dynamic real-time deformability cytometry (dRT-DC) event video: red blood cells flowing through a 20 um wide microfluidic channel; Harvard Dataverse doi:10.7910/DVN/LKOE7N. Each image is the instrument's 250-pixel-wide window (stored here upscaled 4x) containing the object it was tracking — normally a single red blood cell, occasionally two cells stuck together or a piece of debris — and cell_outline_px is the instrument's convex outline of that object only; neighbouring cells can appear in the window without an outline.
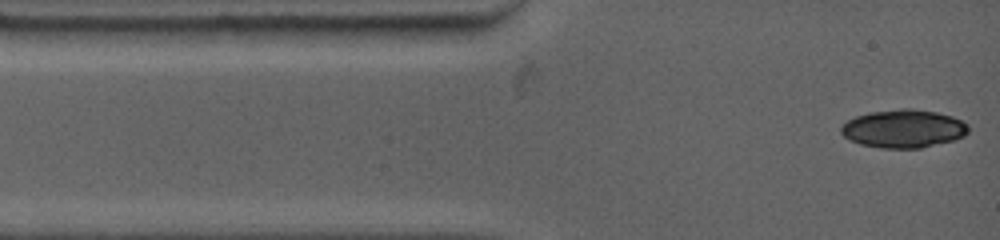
{"species": "common noctule bat (a hibernating species)", "species_latin": "Nyctalus noctula", "temperature_condition": "warm", "stored_images_in_passage": 8, "camera_frame_rate_fps": 4500, "um_per_image_px": 0.085, "animal": {"sex": "female", "body_mass_g": 19.0, "forearm_length_mm": 53.3}, "frame": {"image": 1, "passage_image": 1, "time_ms": 0.0, "image_size_px": [1000, 240], "cell_outline_px": [[968, 132], [964, 136], [952, 140], [920, 148], [880, 148], [860, 144], [848, 140], [840, 132], [840, 128], [848, 120], [856, 116], [872, 112], [904, 108], [908, 108], [936, 112], [952, 116], [968, 124]], "centroid_in_image_um": [76.78, 10.94], "position_along_channel_um": 8.2, "area_um2": 28.15}}